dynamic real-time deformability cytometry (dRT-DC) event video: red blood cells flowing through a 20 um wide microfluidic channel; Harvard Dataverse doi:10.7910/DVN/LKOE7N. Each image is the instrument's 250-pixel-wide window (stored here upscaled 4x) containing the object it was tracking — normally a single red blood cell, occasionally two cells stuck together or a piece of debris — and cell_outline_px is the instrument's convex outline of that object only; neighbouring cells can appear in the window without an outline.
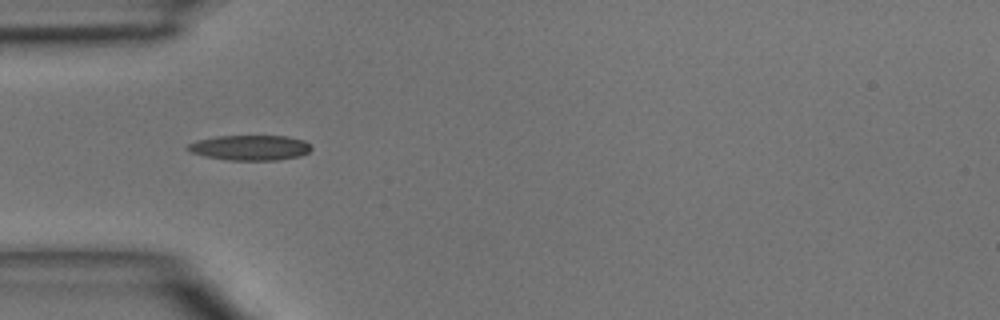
{"species": "common noctule bat (a hibernating species)", "species_latin": "Nyctalus noctula", "temperature_condition": "room temperature", "stored_images_in_passage": 3, "camera_frame_rate_fps": 3000, "um_per_image_px": 0.085, "animal": {"sex": "male", "body_mass_g": 15.6}, "frame": {"image": 1, "passage_image": 2, "time_ms": 1.0, "image_size_px": [1000, 320], "cell_outline_px": [[312, 148], [308, 152], [300, 156], [276, 160], [228, 160], [204, 156], [192, 152], [184, 148], [188, 144], [196, 140], [216, 136], [288, 136], [304, 140], [312, 144]], "centroid_in_image_um": [21.26, 12.55], "position_along_channel_um": 63.7, "area_um2": 18.26}}